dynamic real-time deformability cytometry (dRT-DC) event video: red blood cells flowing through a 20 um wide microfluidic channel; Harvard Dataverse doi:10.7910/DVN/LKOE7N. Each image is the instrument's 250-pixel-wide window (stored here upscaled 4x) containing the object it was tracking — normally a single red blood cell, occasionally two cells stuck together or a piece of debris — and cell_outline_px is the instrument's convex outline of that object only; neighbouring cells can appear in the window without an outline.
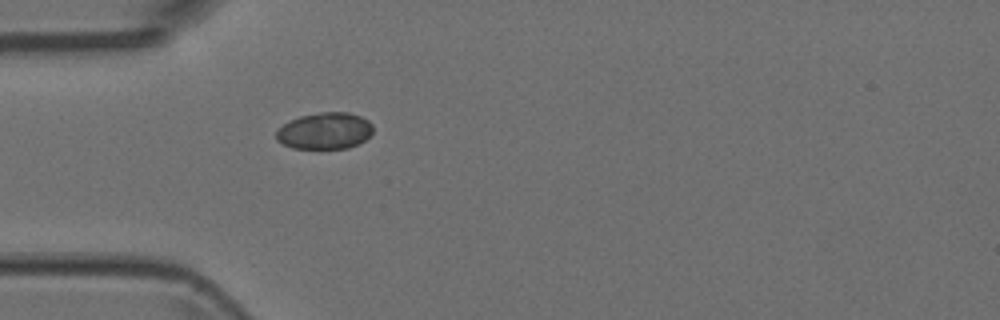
{"species": "Egyptian fruit bat (a non-hibernating species)", "species_latin": "Rousettus aegyptiacus", "temperature_condition": "room temperature", "stored_images_in_passage": 1, "camera_frame_rate_fps": 3000, "um_per_image_px": 0.085, "animal": {"sex": "female"}, "frame": {"image": 1, "passage_image": 1, "time_ms": 0.0, "image_size_px": [1000, 320], "cell_outline_px": [[372, 132], [364, 140], [348, 148], [292, 148], [276, 140], [276, 132], [284, 124], [300, 116], [320, 112], [348, 112], [360, 116], [368, 120], [372, 124]], "centroid_in_image_um": [27.61, 11.12], "position_along_channel_um": 57.4, "area_um2": 20.4}}